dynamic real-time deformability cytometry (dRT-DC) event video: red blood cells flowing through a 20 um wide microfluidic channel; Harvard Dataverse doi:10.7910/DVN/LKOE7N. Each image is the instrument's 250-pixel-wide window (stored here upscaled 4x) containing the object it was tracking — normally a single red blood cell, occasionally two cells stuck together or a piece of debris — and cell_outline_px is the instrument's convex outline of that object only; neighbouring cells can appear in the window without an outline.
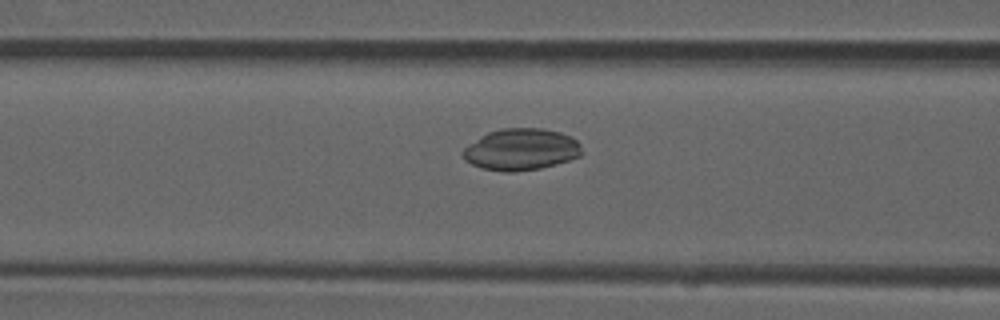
{"species": "common noctule bat (a hibernating species)", "species_latin": "Nyctalus noctula", "temperature_condition": "room temperature", "stored_images_in_passage": 52, "camera_frame_rate_fps": 3000, "um_per_image_px": 0.085, "animal": {"sex": "male", "forearm_length_mm": 52.5}, "frame": {"image": 1, "passage_image": 21, "time_ms": 6.667, "image_size_px": [1000, 320], "cell_outline_px": [[584, 152], [580, 156], [556, 164], [540, 168], [516, 172], [504, 172], [480, 168], [464, 160], [460, 152], [468, 144], [480, 136], [488, 132], [500, 128], [544, 128], [560, 132], [572, 136], [580, 144]], "centroid_in_image_um": [44.28, 12.7], "position_along_channel_um": 122.3, "area_um2": 29.3}}
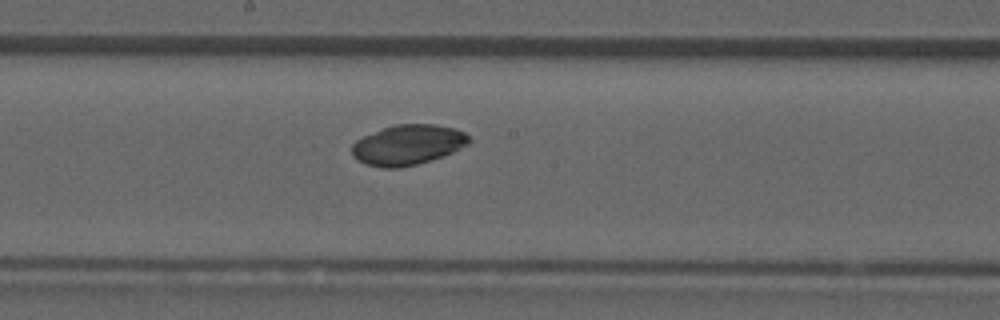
{"frame": {"image": 2, "passage_image": 28, "time_ms": 9.0, "image_size_px": [1000, 320], "cell_outline_px": [[472, 140], [468, 144], [452, 152], [416, 164], [400, 168], [380, 168], [364, 164], [352, 156], [352, 144], [356, 140], [364, 136], [384, 128], [396, 124], [436, 124], [456, 128], [464, 132]], "centroid_in_image_um": [34.65, 12.31], "position_along_channel_um": 213.5, "area_um2": 27.34}}
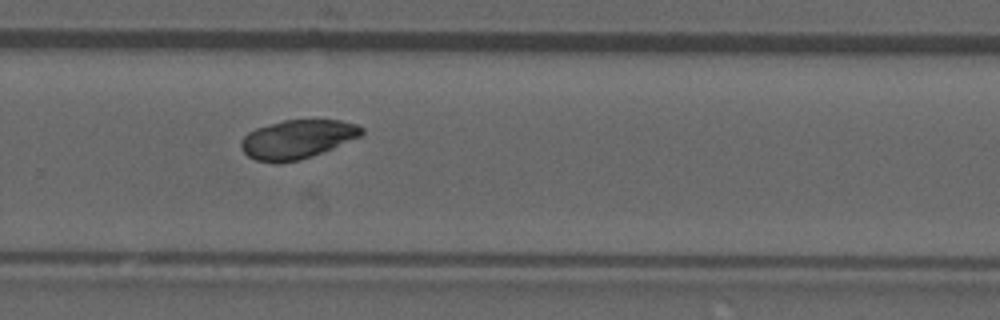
{"frame": {"image": 3, "passage_image": 35, "time_ms": 11.333, "image_size_px": [1000, 320], "cell_outline_px": [[364, 132], [360, 136], [332, 148], [312, 156], [300, 160], [280, 164], [276, 164], [256, 160], [248, 156], [240, 148], [240, 140], [248, 132], [256, 128], [284, 120], [340, 120], [356, 124], [364, 128]], "centroid_in_image_um": [25.24, 11.85], "position_along_channel_um": 304.6, "area_um2": 27.34}, "authors_computed_cell_mechanics": {"area_um2": 28.0619, "velocity_mm_per_s": 3.9148, "shape_relaxation_time_tau1_ms": null, "shape_relaxation_time_tau2_ms": 10.0966, "deformation_change_tau1": null, "deformation_change_tau2": 0.1079}}